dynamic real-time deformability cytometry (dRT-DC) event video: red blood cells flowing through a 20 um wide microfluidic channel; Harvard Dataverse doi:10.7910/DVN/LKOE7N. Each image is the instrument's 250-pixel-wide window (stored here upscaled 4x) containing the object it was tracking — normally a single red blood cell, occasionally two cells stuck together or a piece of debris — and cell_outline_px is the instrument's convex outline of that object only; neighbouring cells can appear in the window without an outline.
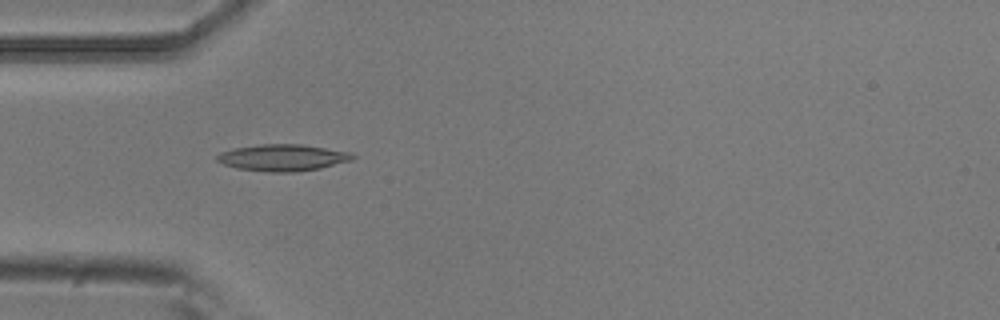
{"species": "common noctule bat (a hibernating species)", "species_latin": "Nyctalus noctula", "temperature_condition": "room temperature", "stored_images_in_passage": 8, "camera_frame_rate_fps": 3000, "um_per_image_px": 0.085, "animal": {"sex": "male", "body_mass_g": 20.5, "forearm_length_mm": 52.5}, "frame": {"image": 1, "passage_image": 4, "time_ms": 1.0, "image_size_px": [1000, 320], "cell_outline_px": [[356, 156], [352, 160], [320, 168], [296, 172], [272, 172], [236, 168], [224, 164], [216, 160], [216, 156], [220, 152], [236, 148], [260, 144], [300, 144], [352, 152]], "centroid_in_image_um": [24.05, 13.4], "position_along_channel_um": 60.9, "area_um2": 20.98}}
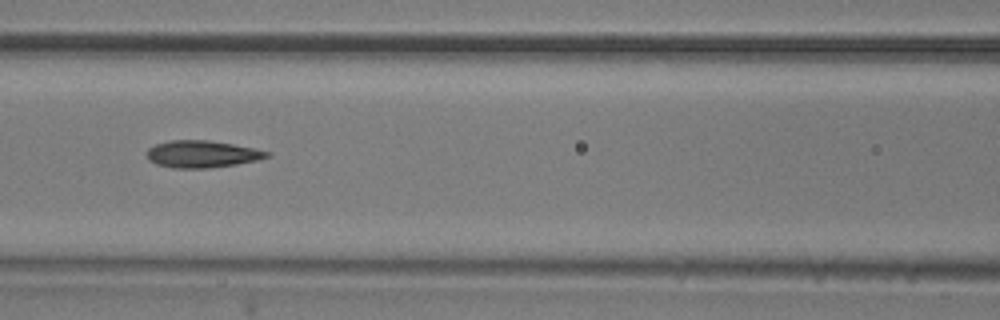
{"frame": {"image": 2, "passage_image": 6, "time_ms": 1.667, "image_size_px": [1000, 320], "cell_outline_px": [[272, 156], [256, 160], [236, 164], [208, 168], [172, 168], [156, 164], [148, 156], [148, 148], [156, 144], [172, 140], [208, 140], [232, 144], [272, 152]], "centroid_in_image_um": [17.21, 13.1], "position_along_channel_um": 149.4, "area_um2": 18.73}}
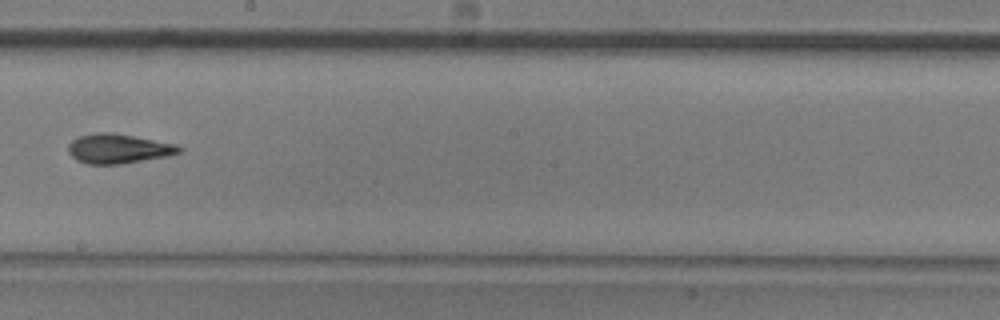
{"frame": {"image": 3, "passage_image": 8, "time_ms": 2.333, "image_size_px": [1000, 320], "cell_outline_px": [[184, 148], [180, 152], [168, 156], [120, 164], [88, 164], [76, 160], [68, 152], [68, 144], [72, 140], [80, 136], [96, 132], [112, 132], [176, 144]], "centroid_in_image_um": [10.05, 12.63], "position_along_channel_um": 238.1, "area_um2": 19.07}}